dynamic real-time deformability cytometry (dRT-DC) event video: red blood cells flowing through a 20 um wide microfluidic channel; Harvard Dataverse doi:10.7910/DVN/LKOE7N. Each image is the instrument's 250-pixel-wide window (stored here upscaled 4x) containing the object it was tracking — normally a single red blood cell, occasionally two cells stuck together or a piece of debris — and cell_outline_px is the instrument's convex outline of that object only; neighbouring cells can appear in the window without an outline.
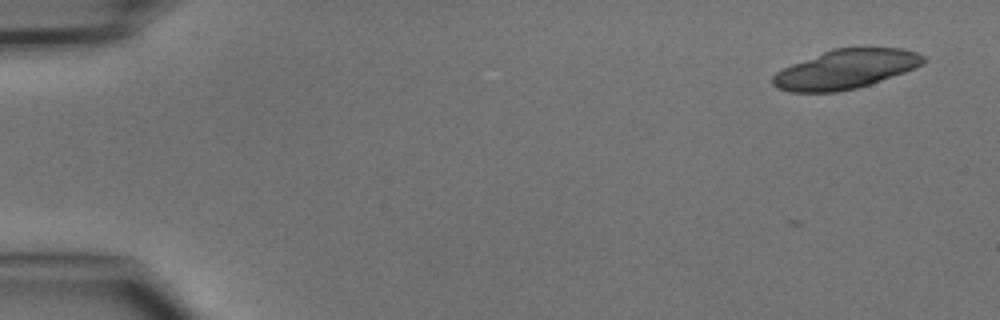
{"species": "common noctule bat (a hibernating species)", "species_latin": "Nyctalus noctula", "temperature_condition": "cold", "stored_images_in_passage": 6, "camera_frame_rate_fps": 3000, "um_per_image_px": 0.085, "animal": {"sex": "male", "body_mass_g": 15.6}, "frame": {"image": 1, "passage_image": 1, "time_ms": 0.0, "image_size_px": [1000, 320], "cell_outline_px": [[928, 60], [924, 64], [916, 68], [856, 88], [836, 92], [788, 92], [776, 88], [772, 84], [772, 76], [776, 72], [792, 64], [832, 48], [904, 48], [916, 52], [924, 56]], "centroid_in_image_um": [71.88, 5.88], "position_along_channel_um": 13.1, "area_um2": 34.33}}
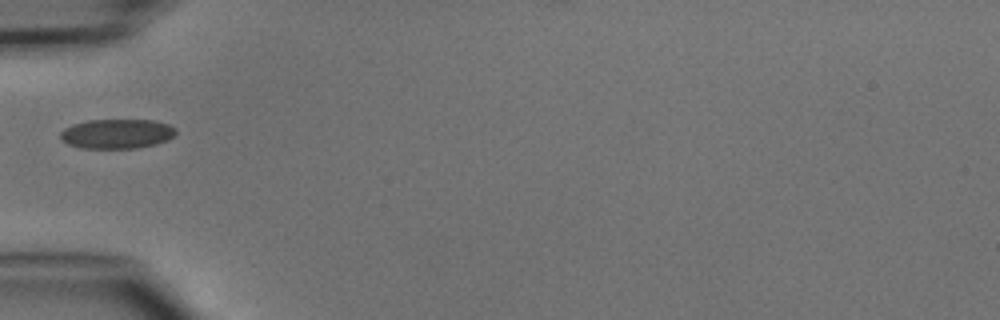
{"frame": {"image": 2, "passage_image": 5, "time_ms": 4.667, "image_size_px": [1000, 320], "cell_outline_px": [[176, 132], [172, 136], [156, 144], [136, 148], [80, 148], [68, 144], [60, 140], [60, 132], [64, 128], [72, 124], [88, 120], [156, 120], [168, 124], [176, 128]], "centroid_in_image_um": [9.89, 11.36], "position_along_channel_um": 75.1, "area_um2": 19.94}}